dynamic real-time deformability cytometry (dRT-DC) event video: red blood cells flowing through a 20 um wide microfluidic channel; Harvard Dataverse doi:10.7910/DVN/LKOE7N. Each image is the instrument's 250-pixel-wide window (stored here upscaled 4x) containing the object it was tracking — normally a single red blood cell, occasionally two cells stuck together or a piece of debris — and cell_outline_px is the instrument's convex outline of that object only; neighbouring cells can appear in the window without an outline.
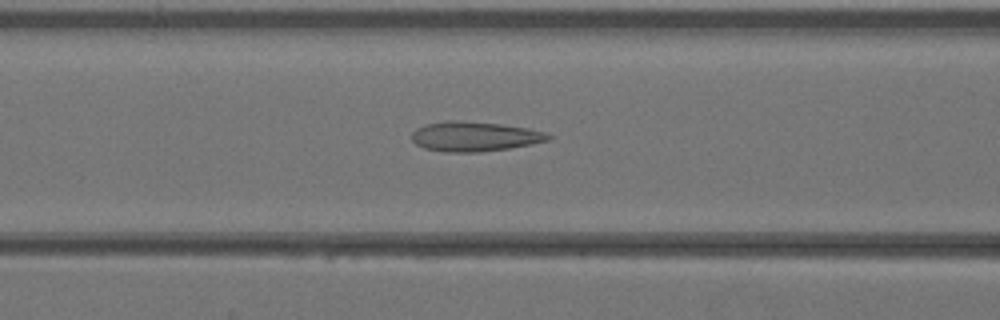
{"species": "Egyptian fruit bat (a non-hibernating species)", "species_latin": "Rousettus aegyptiacus", "temperature_condition": "warm", "stored_images_in_passage": 34, "camera_frame_rate_fps": 3000, "um_per_image_px": 0.085, "animal": {"sex": "female"}, "frame": {"image": 1, "passage_image": 10, "time_ms": 3.0, "image_size_px": [1000, 320], "cell_outline_px": [[552, 136], [548, 140], [532, 144], [508, 148], [480, 152], [444, 152], [424, 148], [416, 144], [412, 140], [412, 132], [416, 128], [424, 124], [452, 120], [460, 120], [500, 124], [528, 128], [548, 132]], "centroid_in_image_um": [40.33, 11.59], "position_along_channel_um": 126.3, "area_um2": 23.76}}
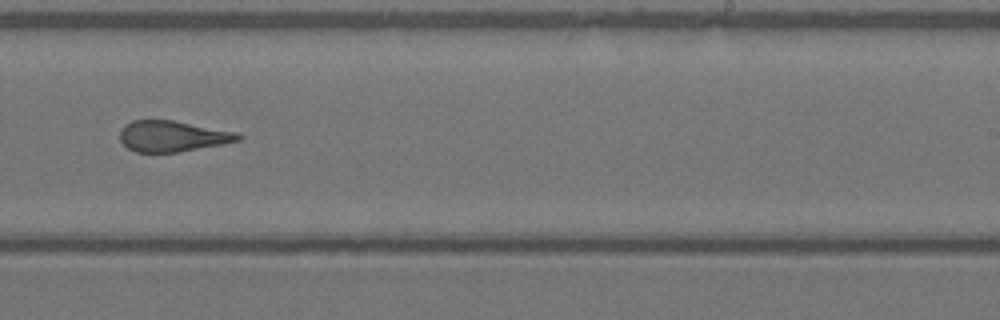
{"frame": {"image": 2, "passage_image": 19, "time_ms": 6.0, "image_size_px": [1000, 320], "cell_outline_px": [[244, 136], [240, 140], [180, 152], [136, 152], [128, 148], [120, 140], [120, 132], [124, 124], [132, 120], [172, 120], [240, 132]], "centroid_in_image_um": [14.68, 11.57], "position_along_channel_um": 274.3, "area_um2": 21.39}}
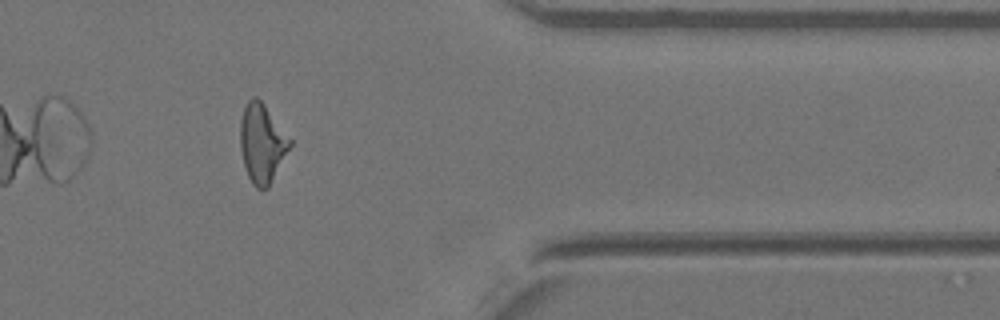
{"frame": {"image": 3, "passage_image": 27, "time_ms": 8.667, "image_size_px": [1000, 320], "cell_outline_px": [[292, 144], [268, 188], [256, 188], [252, 184], [248, 176], [244, 164], [240, 148], [240, 120], [244, 108], [248, 100], [252, 96], [256, 96], [264, 104], [292, 140]], "centroid_in_image_um": [22.27, 12.17], "position_along_channel_um": 389.1, "area_um2": 22.72}}